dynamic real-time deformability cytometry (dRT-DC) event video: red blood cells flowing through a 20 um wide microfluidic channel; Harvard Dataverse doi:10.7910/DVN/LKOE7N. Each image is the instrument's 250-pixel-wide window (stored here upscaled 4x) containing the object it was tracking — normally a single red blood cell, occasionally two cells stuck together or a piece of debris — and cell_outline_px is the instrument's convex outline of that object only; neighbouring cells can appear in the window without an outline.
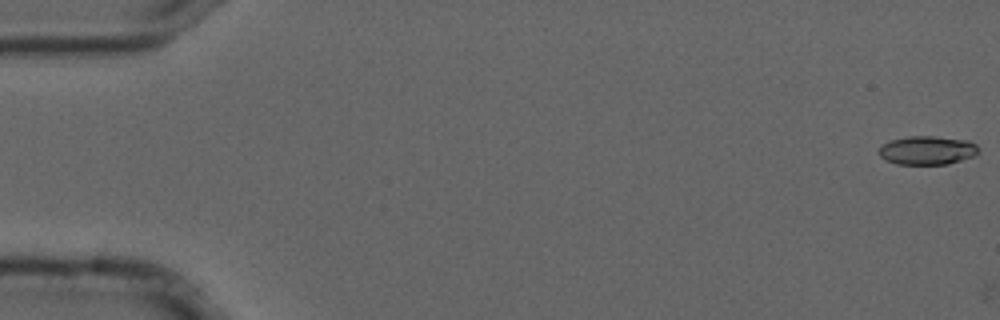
{"species": "common noctule bat (a hibernating species)", "species_latin": "Nyctalus noctula", "temperature_condition": "cold", "stored_images_in_passage": 2, "camera_frame_rate_fps": 3000, "um_per_image_px": 0.085, "animal": {"sex": "male", "forearm_length_mm": 52.5}, "frame": {"image": 1, "passage_image": 1, "time_ms": 0.0, "image_size_px": [1000, 320], "cell_outline_px": [[980, 152], [976, 156], [948, 164], [896, 164], [884, 160], [880, 156], [880, 148], [884, 144], [892, 140], [908, 136], [932, 136], [968, 140], [976, 144], [980, 148]], "centroid_in_image_um": [78.88, 12.78], "position_along_channel_um": 6.1, "area_um2": 16.76}}